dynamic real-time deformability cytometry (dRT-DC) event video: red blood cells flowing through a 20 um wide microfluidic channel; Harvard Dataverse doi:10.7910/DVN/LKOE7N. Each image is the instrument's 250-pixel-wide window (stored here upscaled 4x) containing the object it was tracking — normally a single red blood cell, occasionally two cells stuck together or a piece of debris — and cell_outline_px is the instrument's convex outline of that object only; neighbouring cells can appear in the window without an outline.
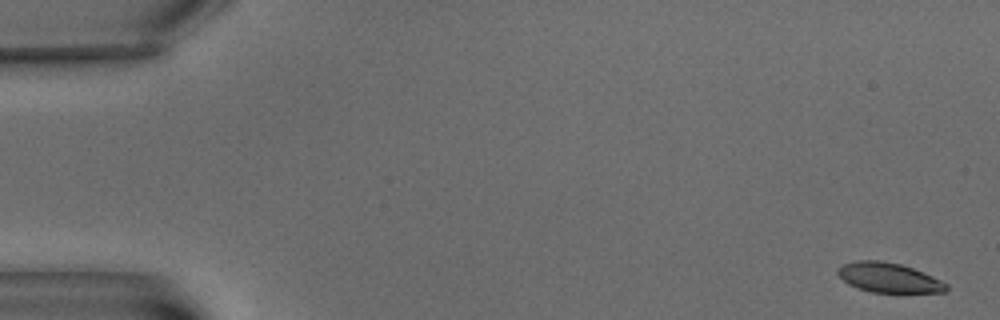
{"species": "common noctule bat (a hibernating species)", "species_latin": "Nyctalus noctula", "temperature_condition": "warm", "stored_images_in_passage": 3, "camera_frame_rate_fps": 3000, "um_per_image_px": 0.085, "animal": {"sex": "male", "body_mass_g": 15.6}, "frame": {"image": 1, "passage_image": 1, "time_ms": 0.0, "image_size_px": [1000, 320], "cell_outline_px": [[948, 292], [872, 292], [856, 288], [848, 284], [836, 272], [836, 268], [844, 264], [856, 260], [880, 260], [900, 264], [912, 268], [932, 276], [948, 284]], "centroid_in_image_um": [75.52, 23.6], "position_along_channel_um": 9.5, "area_um2": 18.73}}